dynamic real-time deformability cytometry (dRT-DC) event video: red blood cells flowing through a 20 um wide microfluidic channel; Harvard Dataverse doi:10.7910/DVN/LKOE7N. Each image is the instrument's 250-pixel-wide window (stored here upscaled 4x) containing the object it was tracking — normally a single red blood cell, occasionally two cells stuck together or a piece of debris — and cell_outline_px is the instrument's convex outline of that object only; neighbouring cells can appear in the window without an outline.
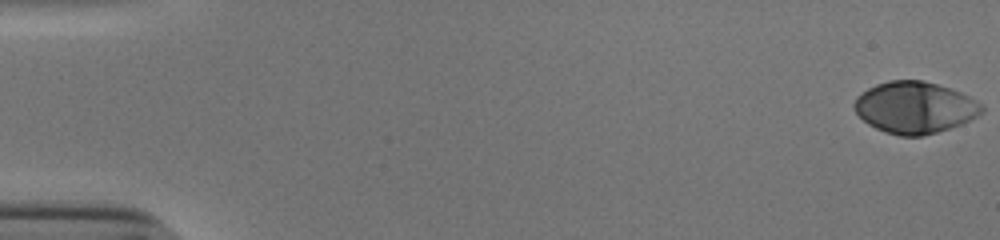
{"species": "human", "species_latin": "Homo sapiens", "temperature_condition": "cold", "stored_images_in_passage": 54, "camera_frame_rate_fps": 3000, "um_per_image_px": 0.085, "donor": {"sex": "male"}, "frame": {"image": 1, "passage_image": 1, "time_ms": 0.0, "image_size_px": [1000, 240], "cell_outline_px": [[984, 112], [960, 124], [936, 132], [920, 136], [900, 136], [884, 132], [868, 124], [856, 112], [852, 104], [856, 96], [860, 92], [876, 84], [888, 80], [924, 80], [960, 92], [984, 104]], "centroid_in_image_um": [77.73, 9.13], "position_along_channel_um": 7.3, "area_um2": 38.38}}
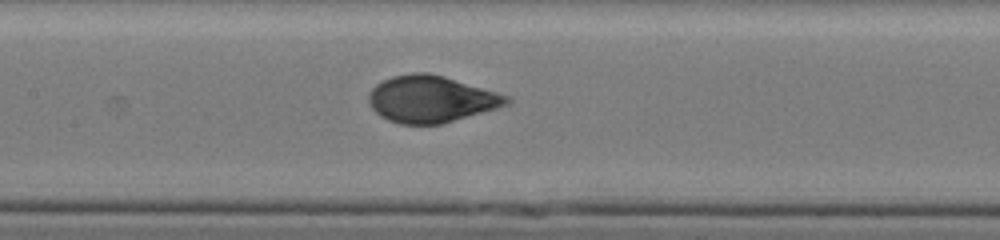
{"frame": {"image": 2, "passage_image": 27, "time_ms": 8.667, "image_size_px": [1000, 240], "cell_outline_px": [[512, 100], [508, 104], [496, 108], [440, 124], [400, 124], [388, 120], [380, 116], [372, 108], [368, 100], [368, 92], [376, 84], [392, 76], [412, 72], [428, 72], [444, 76], [496, 92], [508, 96]], "centroid_in_image_um": [36.6, 8.41], "position_along_channel_um": 170.8, "area_um2": 37.34}}
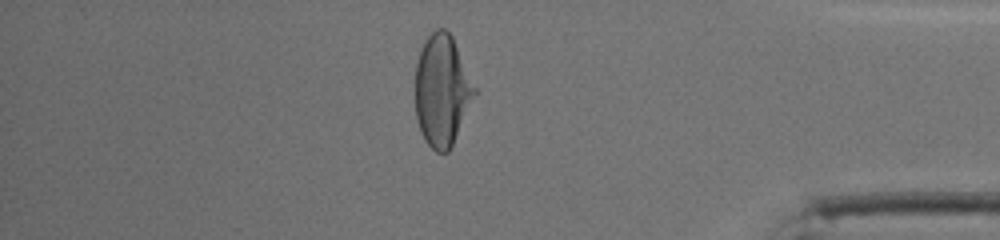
{"frame": {"image": 3, "passage_image": 47, "time_ms": 15.333, "image_size_px": [1000, 240], "cell_outline_px": [[476, 92], [452, 144], [448, 152], [436, 152], [424, 140], [420, 132], [416, 120], [416, 64], [420, 52], [428, 36], [436, 28], [444, 28], [452, 36], [476, 88]], "centroid_in_image_um": [37.55, 7.69], "position_along_channel_um": 397.6, "area_um2": 37.86}, "authors_computed_cell_mechanics": {"area_um2": 37.8879, "velocity_mm_per_s": 3.8379, "shape_relaxation_time_tau1_ms": 4.4654, "shape_relaxation_time_tau2_ms": null, "deformation_change_tau1": 0.2053, "deformation_change_tau2": null}}